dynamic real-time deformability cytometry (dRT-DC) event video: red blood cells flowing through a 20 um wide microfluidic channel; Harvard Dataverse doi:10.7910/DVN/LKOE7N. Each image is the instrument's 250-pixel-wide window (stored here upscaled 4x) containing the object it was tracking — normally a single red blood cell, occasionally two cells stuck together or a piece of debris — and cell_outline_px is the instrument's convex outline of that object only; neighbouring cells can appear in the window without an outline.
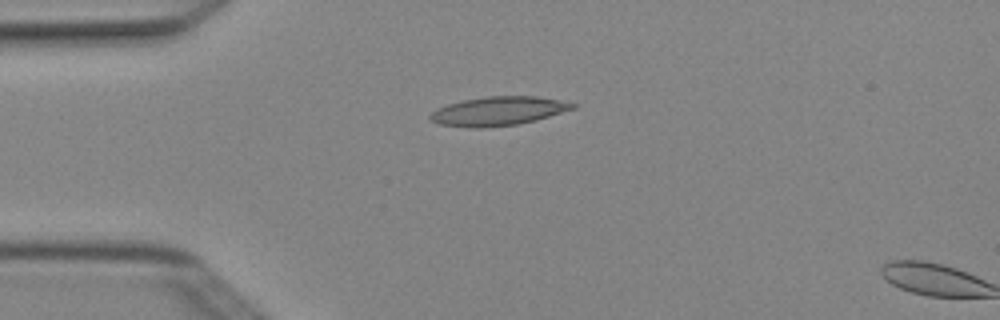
{"species": "Egyptian fruit bat (a non-hibernating species)", "species_latin": "Rousettus aegyptiacus", "temperature_condition": "cold", "stored_images_in_passage": 5, "camera_frame_rate_fps": 3000, "um_per_image_px": 0.085, "animal": {"sex": "female"}, "frame": {"image": 1, "passage_image": 4, "time_ms": 1.0, "image_size_px": [1000, 320], "cell_outline_px": [[576, 108], [536, 120], [516, 124], [480, 128], [476, 128], [440, 124], [432, 120], [428, 116], [436, 108], [448, 104], [464, 100], [488, 96], [536, 96], [576, 104]], "centroid_in_image_um": [42.34, 9.44], "position_along_channel_um": 42.7, "area_um2": 23.64}}